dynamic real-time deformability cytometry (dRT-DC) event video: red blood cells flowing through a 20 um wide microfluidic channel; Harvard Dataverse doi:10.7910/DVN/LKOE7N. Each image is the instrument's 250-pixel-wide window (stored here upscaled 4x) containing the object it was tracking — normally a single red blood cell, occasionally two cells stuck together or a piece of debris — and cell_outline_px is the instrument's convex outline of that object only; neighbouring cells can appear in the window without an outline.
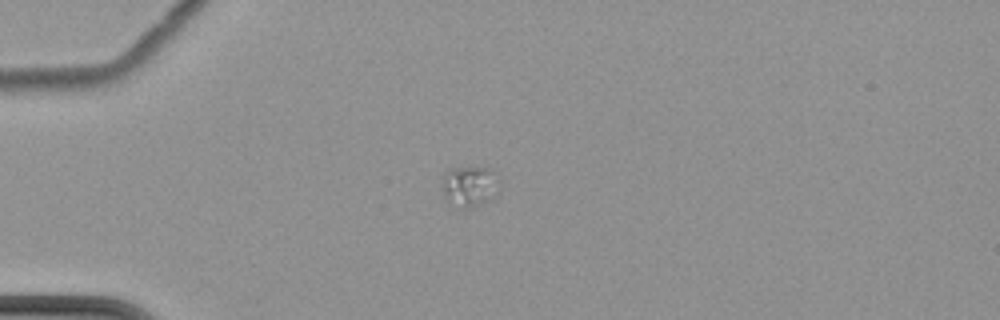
{"species": "common noctule bat (a hibernating species)", "species_latin": "Nyctalus noctula", "temperature_condition": "cold", "stored_images_in_passage": 2, "camera_frame_rate_fps": 3000, "um_per_image_px": 0.085, "animal": {"sex": "female", "body_mass_g": 22.7, "forearm_length_mm": 54.2}, "frame": {"image": 1, "passage_image": 1, "time_ms": 0.0, "image_size_px": [1000, 320], "cell_outline_px": [[500, 192], [492, 200], [472, 208], [452, 208], [448, 204], [444, 196], [440, 184], [444, 172], [448, 168], [488, 168], [500, 176]], "centroid_in_image_um": [39.92, 15.87], "position_along_channel_um": 45.1, "area_um2": 14.57}}